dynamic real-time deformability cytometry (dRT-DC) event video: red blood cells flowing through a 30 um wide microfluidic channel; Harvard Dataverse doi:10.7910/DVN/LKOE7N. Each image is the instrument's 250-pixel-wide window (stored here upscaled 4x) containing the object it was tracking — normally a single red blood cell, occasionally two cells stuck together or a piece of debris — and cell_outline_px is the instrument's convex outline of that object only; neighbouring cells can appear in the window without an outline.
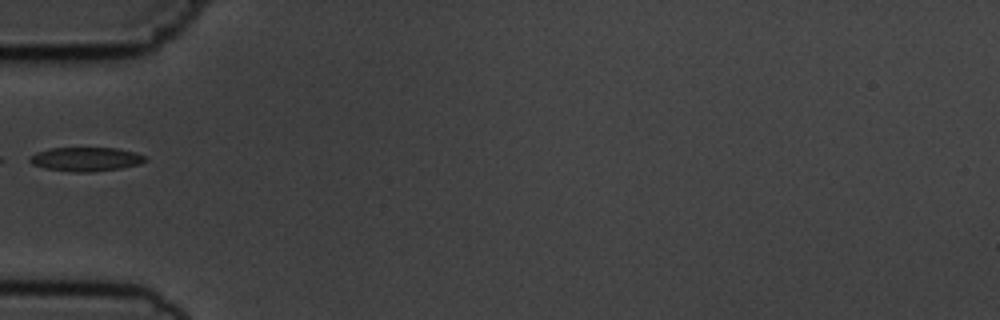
{"species": "common noctule bat (a hibernating species)", "species_latin": "Nyctalus noctula", "temperature_condition": "cold", "stored_images_in_passage": 2, "camera_frame_rate_fps": 3000, "um_per_image_px": 0.085, "animal": {"sex": "male", "body_mass_g": 19.5, "forearm_length_mm": 54.6}, "frame": {"image": 1, "passage_image": 1, "time_ms": 0.0, "image_size_px": [1000, 320], "cell_outline_px": [[148, 160], [140, 164], [120, 168], [92, 172], [72, 172], [44, 168], [32, 164], [28, 160], [36, 152], [48, 148], [116, 148], [136, 152], [144, 156]], "centroid_in_image_um": [7.3, 13.53], "position_along_channel_um": 77.7, "area_um2": 16.18}}
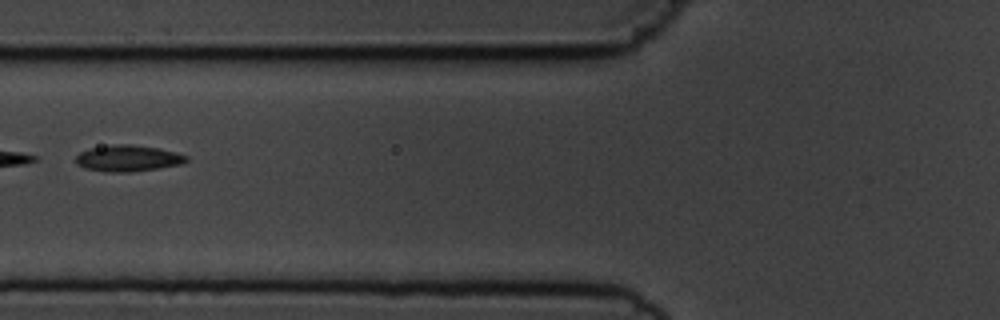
{"frame": {"image": 2, "passage_image": 2, "time_ms": 1.0, "image_size_px": [1000, 320], "cell_outline_px": [[188, 160], [180, 164], [156, 168], [128, 172], [108, 172], [84, 168], [76, 164], [76, 156], [80, 152], [88, 148], [112, 144], [132, 144], [160, 148], [176, 152], [188, 156]], "centroid_in_image_um": [10.85, 13.44], "position_along_channel_um": 115.0, "area_um2": 16.99}}